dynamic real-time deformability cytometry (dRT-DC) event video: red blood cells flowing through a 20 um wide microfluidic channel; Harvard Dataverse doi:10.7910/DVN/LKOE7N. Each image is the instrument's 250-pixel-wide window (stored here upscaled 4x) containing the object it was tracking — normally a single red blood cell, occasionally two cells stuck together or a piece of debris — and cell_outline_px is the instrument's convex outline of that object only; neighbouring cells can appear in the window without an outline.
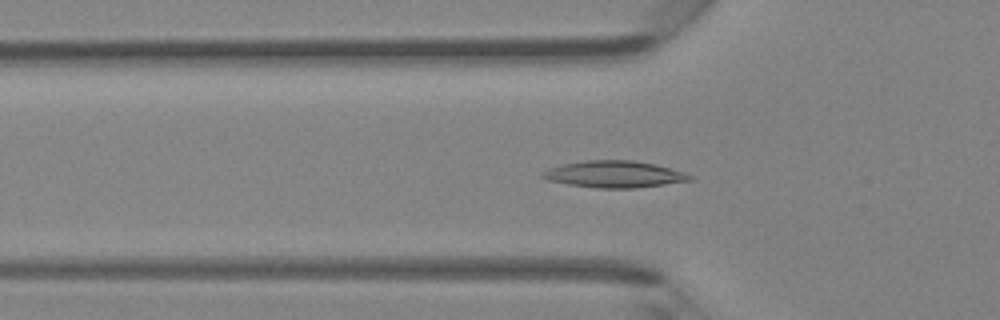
{"species": "Egyptian fruit bat (a non-hibernating species)", "species_latin": "Rousettus aegyptiacus", "temperature_condition": "room temperature", "stored_images_in_passage": 39, "camera_frame_rate_fps": 3000, "um_per_image_px": 0.085, "animal": {"sex": "female"}, "frame": {"image": 1, "passage_image": 8, "time_ms": 2.333, "image_size_px": [1000, 320], "cell_outline_px": [[692, 180], [664, 184], [632, 188], [596, 188], [568, 184], [548, 180], [540, 176], [540, 172], [548, 168], [560, 164], [584, 160], [632, 160], [656, 164], [684, 172], [692, 176]], "centroid_in_image_um": [52.16, 14.8], "position_along_channel_um": 73.6, "area_um2": 23.0}}
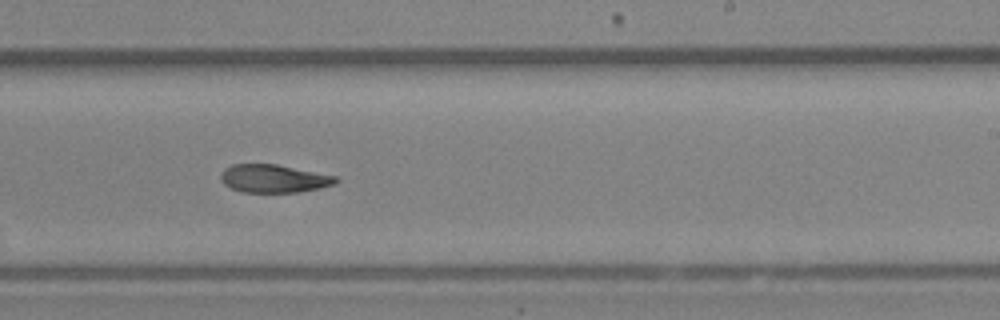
{"frame": {"image": 2, "passage_image": 21, "time_ms": 6.667, "image_size_px": [1000, 320], "cell_outline_px": [[340, 180], [336, 184], [320, 188], [300, 192], [244, 192], [232, 188], [224, 184], [220, 180], [220, 176], [224, 168], [232, 164], [276, 164], [336, 176]], "centroid_in_image_um": [23.28, 15.18], "position_along_channel_um": 265.7, "area_um2": 18.84}}
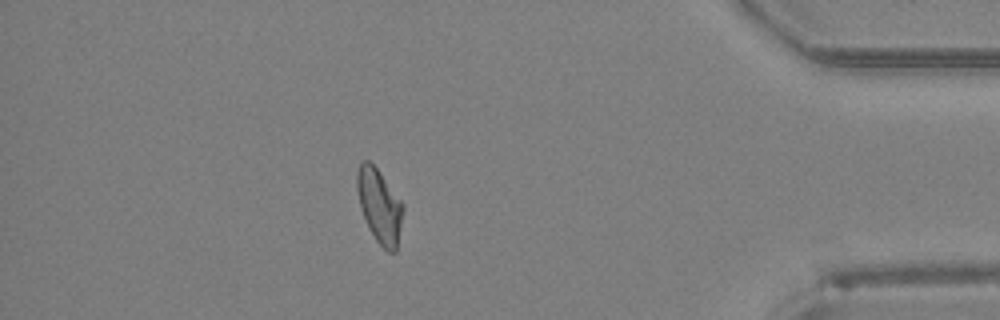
{"frame": {"image": 3, "passage_image": 33, "time_ms": 10.667, "image_size_px": [1000, 320], "cell_outline_px": [[404, 208], [396, 252], [388, 252], [376, 240], [368, 228], [360, 208], [356, 188], [356, 172], [360, 164], [364, 160], [368, 160], [376, 168], [404, 204]], "centroid_in_image_um": [32.24, 17.51], "position_along_channel_um": 403.0, "area_um2": 19.77}}